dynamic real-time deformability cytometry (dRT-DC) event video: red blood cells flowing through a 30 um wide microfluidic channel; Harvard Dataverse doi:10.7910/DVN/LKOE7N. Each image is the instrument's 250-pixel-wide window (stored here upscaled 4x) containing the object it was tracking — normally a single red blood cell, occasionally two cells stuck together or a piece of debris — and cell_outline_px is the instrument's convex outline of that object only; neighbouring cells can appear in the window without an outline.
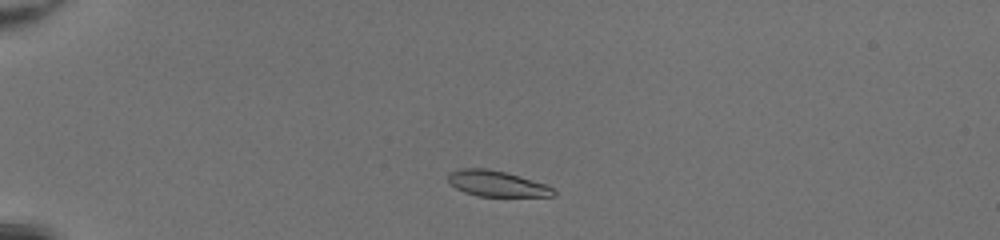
{"species": "common noctule bat (a hibernating species)", "species_latin": "Nyctalus noctula", "temperature_condition": "room temperature", "stored_images_in_passage": 40, "camera_frame_rate_fps": 3000, "um_per_image_px": 0.085, "animal": {"sex": "female", "body_mass_g": 20.0, "forearm_length_mm": 54.0}, "frame": {"image": 1, "passage_image": 4, "time_ms": 1.0, "image_size_px": [1000, 240], "cell_outline_px": [[556, 196], [476, 196], [464, 192], [456, 188], [448, 180], [448, 172], [460, 168], [488, 168], [504, 172], [544, 184], [552, 188], [556, 192]], "centroid_in_image_um": [42.18, 15.61], "position_along_channel_um": 42.8, "area_um2": 15.66}}
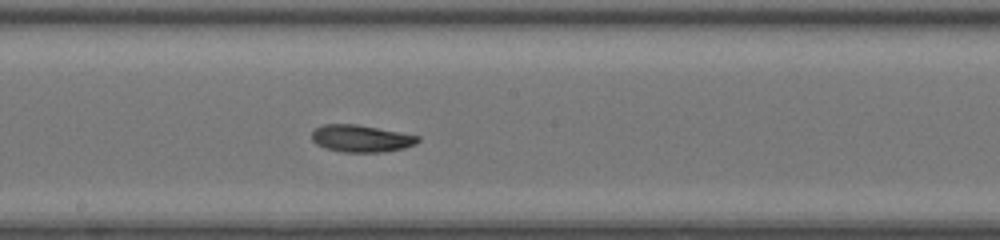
{"frame": {"image": 2, "passage_image": 20, "time_ms": 6.333, "image_size_px": [1000, 240], "cell_outline_px": [[420, 140], [416, 144], [404, 148], [380, 152], [340, 152], [324, 148], [316, 144], [312, 140], [312, 132], [316, 128], [324, 124], [356, 124], [400, 132], [420, 136]], "centroid_in_image_um": [30.69, 11.77], "position_along_channel_um": 217.5, "area_um2": 16.82}}
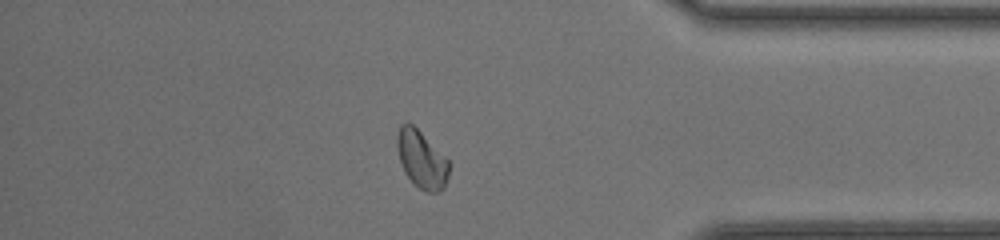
{"frame": {"image": 3, "passage_image": 34, "time_ms": 11.0, "image_size_px": [1000, 240], "cell_outline_px": [[452, 164], [444, 188], [436, 192], [428, 192], [420, 188], [404, 172], [400, 160], [396, 144], [396, 136], [400, 124], [412, 124]], "centroid_in_image_um": [35.85, 13.56], "position_along_channel_um": 399.4, "area_um2": 17.11}, "authors_computed_cell_mechanics": {"area_um2": 17.051, "velocity_mm_per_s": 4.2859, "shape_relaxation_time_tau1_ms": 4.6127, "shape_relaxation_time_tau2_ms": 5.8565, "deformation_change_tau1": 0.1442, "deformation_change_tau2": 0.0877}}